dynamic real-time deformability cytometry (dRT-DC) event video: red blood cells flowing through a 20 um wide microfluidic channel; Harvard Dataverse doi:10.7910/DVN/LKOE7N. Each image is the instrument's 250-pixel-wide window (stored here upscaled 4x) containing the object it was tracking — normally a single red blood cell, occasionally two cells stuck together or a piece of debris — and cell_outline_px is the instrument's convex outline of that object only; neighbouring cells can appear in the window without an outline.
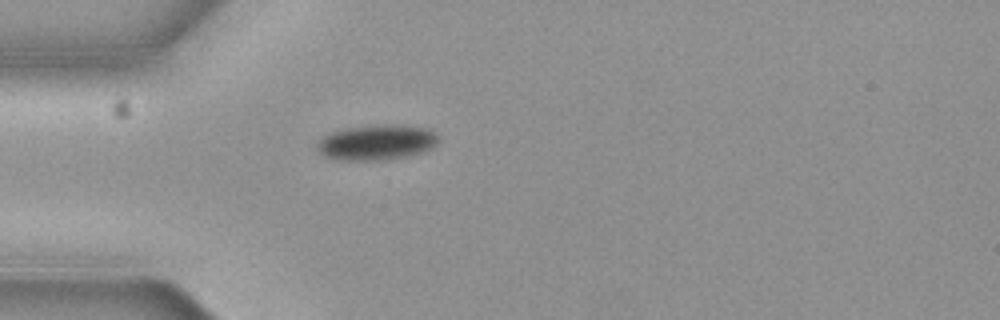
{"species": "common noctule bat (a hibernating species)", "species_latin": "Nyctalus noctula", "temperature_condition": "cold", "stored_images_in_passage": 4, "camera_frame_rate_fps": 3000, "um_per_image_px": 0.085, "animal": {"sex": "female", "body_mass_g": 19.3, "forearm_length_mm": 54.1}, "frame": {"image": 1, "passage_image": 4, "time_ms": 1.0, "image_size_px": [1000, 320], "cell_outline_px": [[440, 140], [432, 148], [400, 156], [376, 160], [336, 160], [324, 156], [316, 148], [316, 144], [324, 136], [332, 132], [348, 128], [372, 124], [408, 124], [428, 128], [440, 136]], "centroid_in_image_um": [32.02, 12.06], "position_along_channel_um": 53.0, "area_um2": 24.97}}